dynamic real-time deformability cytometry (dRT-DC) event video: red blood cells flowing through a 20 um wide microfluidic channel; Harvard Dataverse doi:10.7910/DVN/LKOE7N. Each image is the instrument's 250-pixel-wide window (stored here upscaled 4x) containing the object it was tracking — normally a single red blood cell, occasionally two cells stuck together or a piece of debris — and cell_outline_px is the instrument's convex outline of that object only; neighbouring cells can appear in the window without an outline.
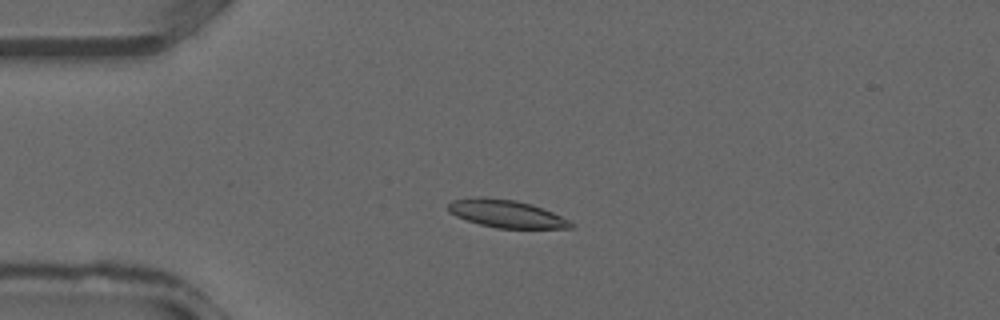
{"species": "common noctule bat (a hibernating species)", "species_latin": "Nyctalus noctula", "temperature_condition": "warm", "stored_images_in_passage": 37, "camera_frame_rate_fps": 3000, "um_per_image_px": 0.085, "animal": {"sex": "male", "forearm_length_mm": 52.5}, "frame": {"image": 1, "passage_image": 9, "time_ms": 2.667, "image_size_px": [1000, 320], "cell_outline_px": [[576, 224], [572, 228], [496, 228], [480, 224], [456, 216], [448, 212], [448, 204], [452, 200], [476, 196], [484, 196], [516, 200], [532, 204], [552, 212]], "centroid_in_image_um": [43.01, 18.15], "position_along_channel_um": 42.0, "area_um2": 19.88}}
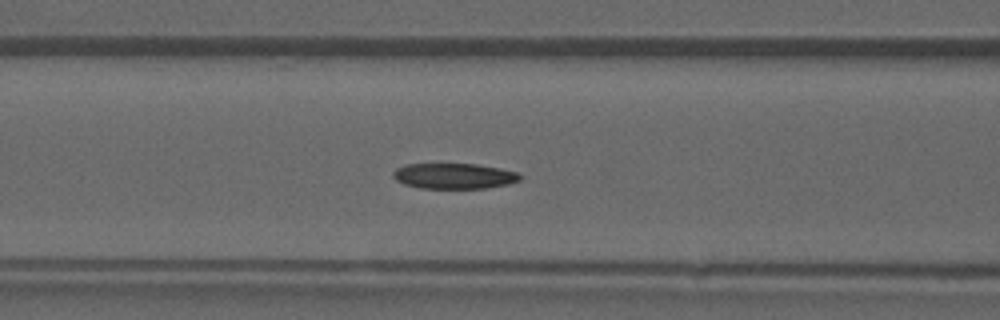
{"frame": {"image": 2, "passage_image": 15, "time_ms": 4.667, "image_size_px": [1000, 320], "cell_outline_px": [[524, 176], [520, 180], [508, 184], [484, 188], [420, 188], [404, 184], [396, 180], [392, 176], [392, 172], [396, 168], [404, 164], [476, 164], [500, 168], [520, 172]], "centroid_in_image_um": [38.61, 14.95], "position_along_channel_um": 128.0, "area_um2": 19.07}}
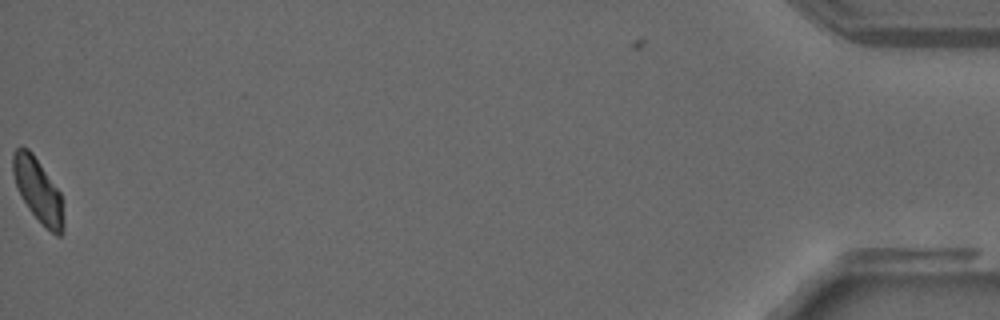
{"frame": {"image": 3, "passage_image": 37, "time_ms": 12.0, "image_size_px": [1000, 320], "cell_outline_px": [[64, 228], [60, 236], [56, 236], [28, 208], [16, 184], [12, 172], [12, 152], [16, 148], [28, 148], [32, 152], [60, 192], [64, 220]], "centroid_in_image_um": [3.23, 16.14], "position_along_channel_um": 432.0, "area_um2": 18.32}}